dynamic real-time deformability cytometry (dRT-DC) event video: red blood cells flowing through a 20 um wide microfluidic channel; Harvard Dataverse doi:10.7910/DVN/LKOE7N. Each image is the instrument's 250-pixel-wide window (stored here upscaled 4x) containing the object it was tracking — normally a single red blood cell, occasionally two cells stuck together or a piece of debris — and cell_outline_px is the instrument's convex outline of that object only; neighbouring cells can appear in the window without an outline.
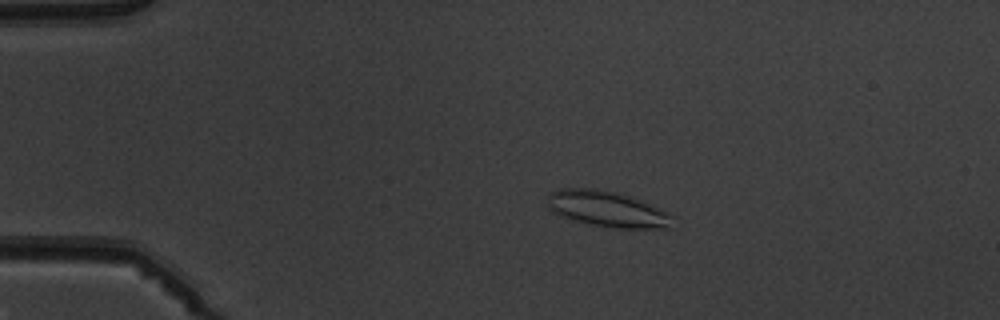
{"species": "common noctule bat (a hibernating species)", "species_latin": "Nyctalus noctula", "temperature_condition": "warm", "stored_images_in_passage": 4, "camera_frame_rate_fps": 3000, "um_per_image_px": 0.085, "animal": {"sex": "male", "body_mass_g": 19.5, "forearm_length_mm": 54.6}, "frame": {"image": 1, "passage_image": 2, "time_ms": 1.0, "image_size_px": [1000, 320], "cell_outline_px": [[676, 216], [672, 228], [616, 228], [592, 224], [572, 220], [552, 212], [548, 208], [548, 192], [560, 188], [588, 188], [616, 192], [640, 200], [668, 212]], "centroid_in_image_um": [51.63, 17.77], "position_along_channel_um": 33.4, "area_um2": 26.24}}
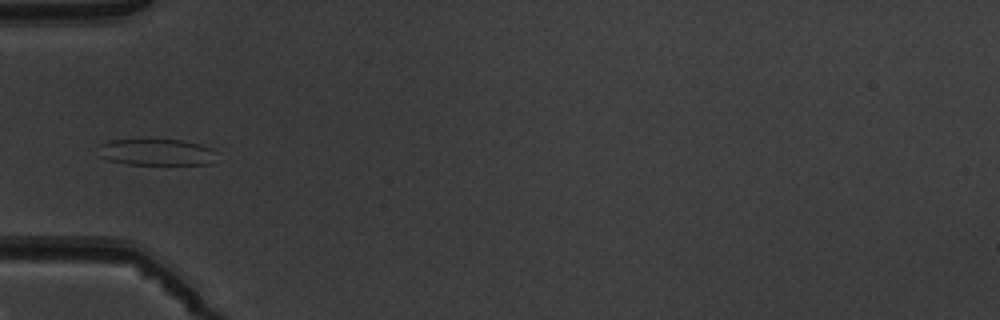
{"frame": {"image": 2, "passage_image": 4, "time_ms": 3.333, "image_size_px": [1000, 320], "cell_outline_px": [[216, 152], [212, 164], [124, 164], [108, 160], [100, 156], [100, 144], [108, 140], [180, 140], [200, 144], [212, 148]], "centroid_in_image_um": [13.31, 12.94], "position_along_channel_um": 71.7, "area_um2": 18.15}}